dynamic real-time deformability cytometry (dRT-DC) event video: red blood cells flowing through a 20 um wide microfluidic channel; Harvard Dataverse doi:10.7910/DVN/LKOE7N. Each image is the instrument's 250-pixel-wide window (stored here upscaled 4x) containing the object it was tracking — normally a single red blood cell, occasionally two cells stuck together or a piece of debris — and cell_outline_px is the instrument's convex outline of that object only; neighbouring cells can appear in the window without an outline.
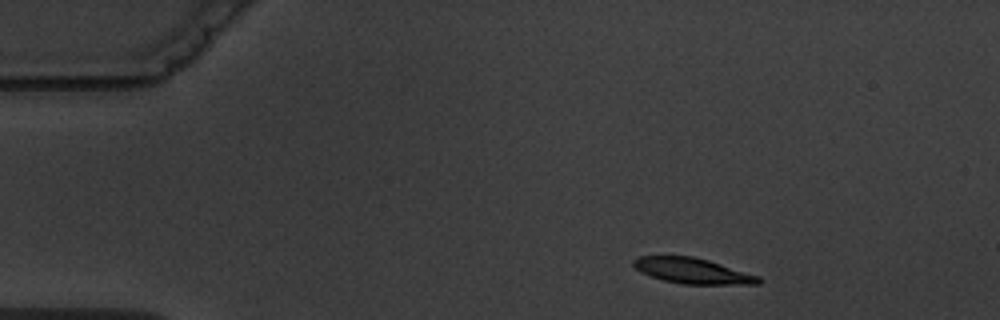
{"species": "common noctule bat (a hibernating species)", "species_latin": "Nyctalus noctula", "temperature_condition": "warm", "stored_images_in_passage": 3, "camera_frame_rate_fps": 3000, "um_per_image_px": 0.085, "animal": {"sex": "male", "body_mass_g": 19.5, "forearm_length_mm": 54.6}, "frame": {"image": 1, "passage_image": 1, "time_ms": 0.0, "image_size_px": [1000, 320], "cell_outline_px": [[764, 280], [760, 284], [684, 284], [664, 280], [640, 272], [632, 264], [632, 260], [636, 256], [692, 256], [708, 260], [760, 276]], "centroid_in_image_um": [58.88, 23.02], "position_along_channel_um": 26.1, "area_um2": 18.61}}
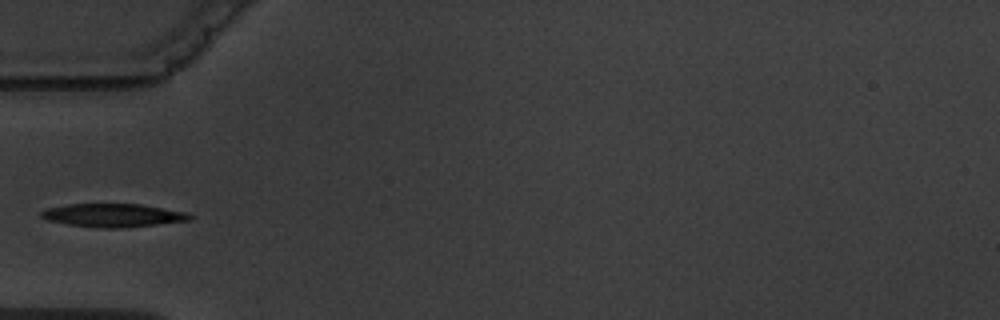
{"frame": {"image": 2, "passage_image": 3, "time_ms": 3.333, "image_size_px": [1000, 320], "cell_outline_px": [[192, 220], [120, 228], [100, 228], [68, 224], [48, 220], [40, 216], [40, 212], [48, 208], [68, 204], [140, 204], [188, 212], [192, 216]], "centroid_in_image_um": [9.63, 18.3], "position_along_channel_um": 75.4, "area_um2": 20.06}}